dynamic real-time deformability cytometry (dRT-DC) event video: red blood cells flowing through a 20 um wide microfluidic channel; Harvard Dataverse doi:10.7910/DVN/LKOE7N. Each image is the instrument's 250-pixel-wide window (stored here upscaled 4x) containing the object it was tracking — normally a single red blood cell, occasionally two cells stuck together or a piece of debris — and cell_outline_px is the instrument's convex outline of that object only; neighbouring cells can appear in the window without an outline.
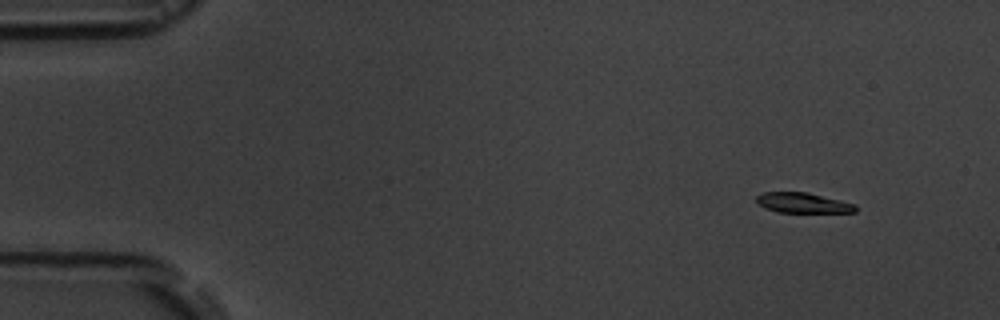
{"species": "common noctule bat (a hibernating species)", "species_latin": "Nyctalus noctula", "temperature_condition": "room temperature", "stored_images_in_passage": 4, "camera_frame_rate_fps": 3000, "um_per_image_px": 0.085, "animal": {"sex": "male", "body_mass_g": 19.5, "forearm_length_mm": 54.6}, "frame": {"image": 1, "passage_image": 1, "time_ms": 0.0, "image_size_px": [1000, 320], "cell_outline_px": [[856, 212], [776, 212], [764, 208], [756, 204], [756, 196], [764, 192], [808, 192], [856, 204]], "centroid_in_image_um": [68.2, 17.24], "position_along_channel_um": 16.8, "area_um2": 11.73}}